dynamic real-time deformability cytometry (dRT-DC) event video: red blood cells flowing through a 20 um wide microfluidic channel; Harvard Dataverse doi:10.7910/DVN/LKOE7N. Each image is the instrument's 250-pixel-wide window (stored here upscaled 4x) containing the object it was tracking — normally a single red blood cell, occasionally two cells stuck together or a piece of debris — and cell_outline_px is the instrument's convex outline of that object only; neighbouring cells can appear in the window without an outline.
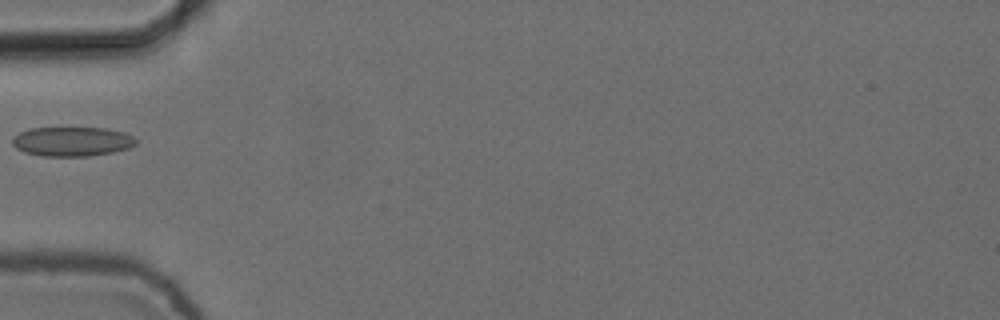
{"species": "common noctule bat (a hibernating species)", "species_latin": "Nyctalus noctula", "temperature_condition": "cold", "stored_images_in_passage": 4, "camera_frame_rate_fps": 3000, "um_per_image_px": 0.085, "animal": {"sex": "female", "body_mass_g": 24.6, "forearm_length_mm": 56.2}, "frame": {"image": 1, "passage_image": 3, "time_ms": 0.667, "image_size_px": [1000, 320], "cell_outline_px": [[136, 144], [128, 148], [112, 152], [88, 156], [40, 156], [24, 152], [16, 148], [12, 144], [12, 136], [20, 132], [32, 128], [104, 128], [124, 132], [132, 136], [136, 140]], "centroid_in_image_um": [6.09, 12.03], "position_along_channel_um": 78.9, "area_um2": 21.15}}
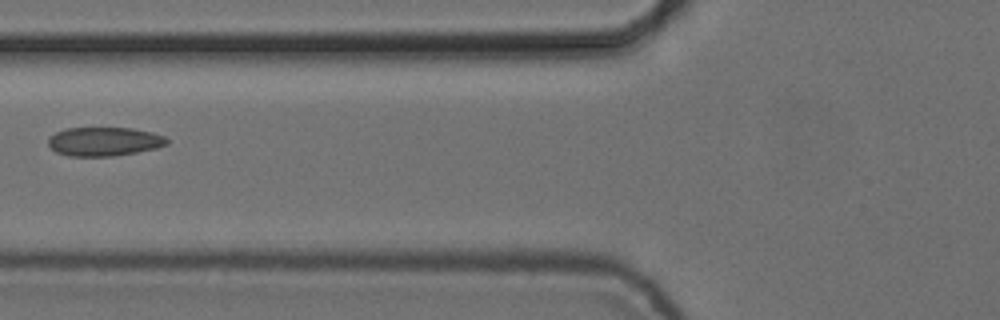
{"frame": {"image": 2, "passage_image": 4, "time_ms": 1.0, "image_size_px": [1000, 320], "cell_outline_px": [[168, 144], [156, 148], [136, 152], [112, 156], [68, 156], [56, 152], [48, 144], [48, 136], [64, 128], [132, 128], [152, 132], [164, 136], [168, 140]], "centroid_in_image_um": [8.83, 12.02], "position_along_channel_um": 117.0, "area_um2": 20.0}}